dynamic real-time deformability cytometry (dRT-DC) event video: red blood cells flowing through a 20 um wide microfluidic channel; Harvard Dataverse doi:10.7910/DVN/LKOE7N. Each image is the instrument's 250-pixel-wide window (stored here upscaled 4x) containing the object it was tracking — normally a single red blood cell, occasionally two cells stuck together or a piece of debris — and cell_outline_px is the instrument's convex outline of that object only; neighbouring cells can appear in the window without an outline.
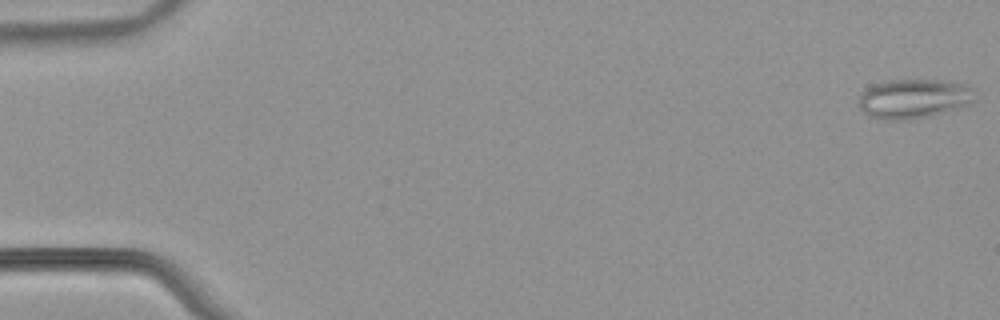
{"species": "common noctule bat (a hibernating species)", "species_latin": "Nyctalus noctula", "temperature_condition": "warm", "stored_images_in_passage": 12, "camera_frame_rate_fps": 3000, "um_per_image_px": 0.085, "animal": {"sex": "male", "body_mass_g": 21.5, "forearm_length_mm": 52.0}, "frame": {"image": 1, "passage_image": 1, "time_ms": 0.0, "image_size_px": [1000, 320], "cell_outline_px": [[976, 100], [972, 104], [932, 116], [912, 120], [884, 120], [868, 116], [860, 108], [860, 96], [872, 84], [888, 80], [944, 80], [964, 84], [972, 88]], "centroid_in_image_um": [77.71, 8.4], "position_along_channel_um": 7.3, "area_um2": 26.99}}